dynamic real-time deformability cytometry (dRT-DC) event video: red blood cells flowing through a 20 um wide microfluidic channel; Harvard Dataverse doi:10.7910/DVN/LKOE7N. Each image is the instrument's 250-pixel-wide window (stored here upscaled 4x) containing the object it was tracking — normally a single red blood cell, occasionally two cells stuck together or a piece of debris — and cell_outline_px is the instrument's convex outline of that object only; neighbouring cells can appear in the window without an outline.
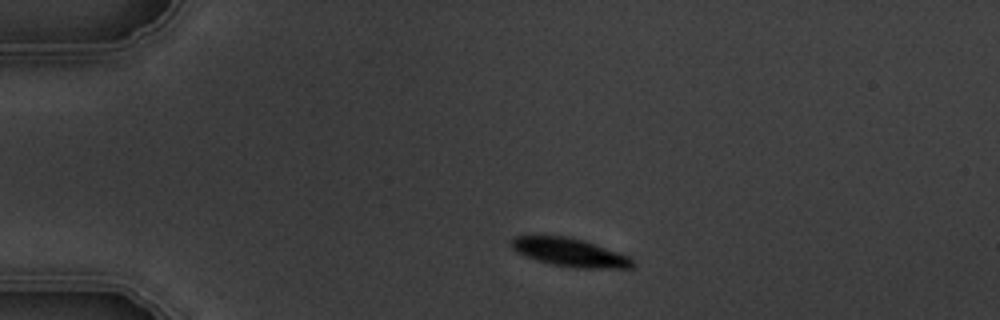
{"species": "common noctule bat (a hibernating species)", "species_latin": "Nyctalus noctula", "temperature_condition": "warm", "stored_images_in_passage": 4, "camera_frame_rate_fps": 3000, "um_per_image_px": 0.085, "animal": {"sex": "male", "body_mass_g": 19.5, "forearm_length_mm": 54.6}, "frame": {"image": 1, "passage_image": 1, "time_ms": 0.0, "image_size_px": [1000, 320], "cell_outline_px": [[636, 264], [632, 268], [572, 268], [552, 264], [536, 260], [516, 252], [508, 244], [512, 236], [572, 236], [584, 240], [628, 256]], "centroid_in_image_um": [48.39, 21.45], "position_along_channel_um": 36.6, "area_um2": 20.17}}
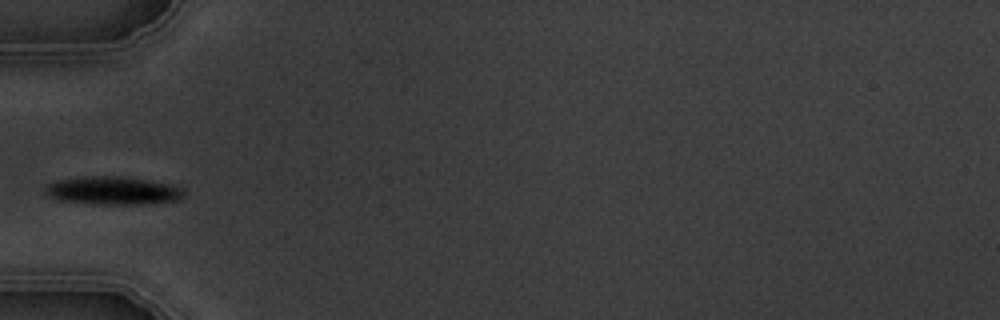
{"frame": {"image": 2, "passage_image": 3, "time_ms": 2.333, "image_size_px": [1000, 320], "cell_outline_px": [[184, 196], [180, 200], [140, 204], [96, 204], [60, 200], [48, 196], [44, 188], [44, 184], [56, 180], [76, 176], [120, 176], [148, 180], [168, 184], [184, 188]], "centroid_in_image_um": [9.55, 16.19], "position_along_channel_um": 75.5, "area_um2": 22.95}}
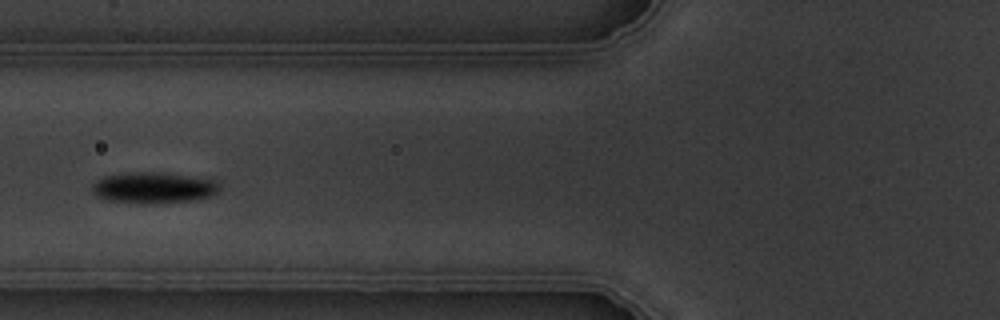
{"frame": {"image": 3, "passage_image": 4, "time_ms": 3.333, "image_size_px": [1000, 320], "cell_outline_px": [[220, 192], [208, 196], [188, 200], [148, 204], [140, 204], [104, 200], [96, 196], [92, 192], [92, 184], [96, 180], [104, 176], [128, 172], [164, 172], [216, 180], [220, 184]], "centroid_in_image_um": [13.01, 15.95], "position_along_channel_um": 112.8, "area_um2": 23.35}}